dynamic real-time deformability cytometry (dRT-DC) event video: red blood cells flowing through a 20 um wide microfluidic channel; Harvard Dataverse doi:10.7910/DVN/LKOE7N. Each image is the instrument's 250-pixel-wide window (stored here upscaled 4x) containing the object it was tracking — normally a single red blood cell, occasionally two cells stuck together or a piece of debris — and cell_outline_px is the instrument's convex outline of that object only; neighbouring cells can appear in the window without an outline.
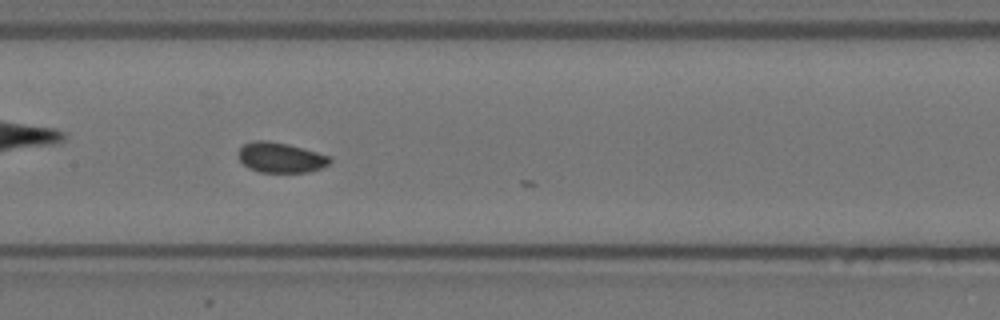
{"species": "Egyptian fruit bat (a non-hibernating species)", "species_latin": "Rousettus aegyptiacus", "temperature_condition": "warm", "stored_images_in_passage": 48, "camera_frame_rate_fps": 3000, "um_per_image_px": 0.085, "animal": {"sex": "female"}, "frame": {"image": 1, "passage_image": 27, "time_ms": 8.667, "image_size_px": [1000, 320], "cell_outline_px": [[332, 160], [328, 164], [320, 168], [308, 172], [260, 172], [248, 168], [236, 156], [236, 152], [244, 144], [252, 140], [268, 140], [288, 144], [332, 156]], "centroid_in_image_um": [23.82, 13.38], "position_along_channel_um": 183.6, "area_um2": 16.3}}
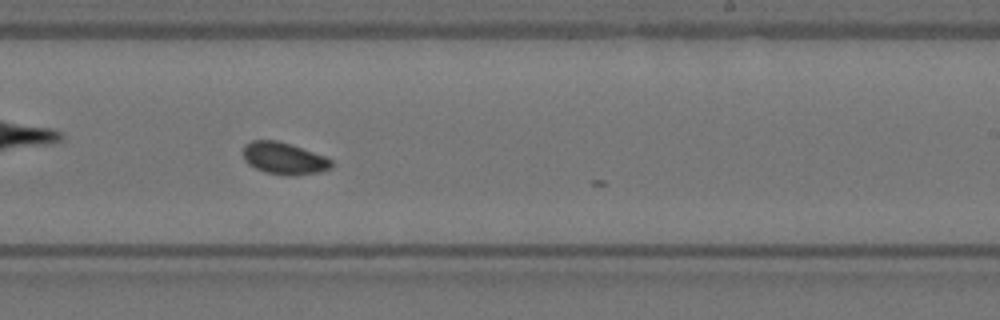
{"frame": {"image": 2, "passage_image": 34, "time_ms": 11.0, "image_size_px": [1000, 320], "cell_outline_px": [[332, 168], [320, 172], [292, 176], [288, 176], [264, 172], [248, 164], [244, 160], [244, 144], [252, 140], [276, 140], [328, 156], [332, 160]], "centroid_in_image_um": [24.17, 13.47], "position_along_channel_um": 264.8, "area_um2": 16.65}}